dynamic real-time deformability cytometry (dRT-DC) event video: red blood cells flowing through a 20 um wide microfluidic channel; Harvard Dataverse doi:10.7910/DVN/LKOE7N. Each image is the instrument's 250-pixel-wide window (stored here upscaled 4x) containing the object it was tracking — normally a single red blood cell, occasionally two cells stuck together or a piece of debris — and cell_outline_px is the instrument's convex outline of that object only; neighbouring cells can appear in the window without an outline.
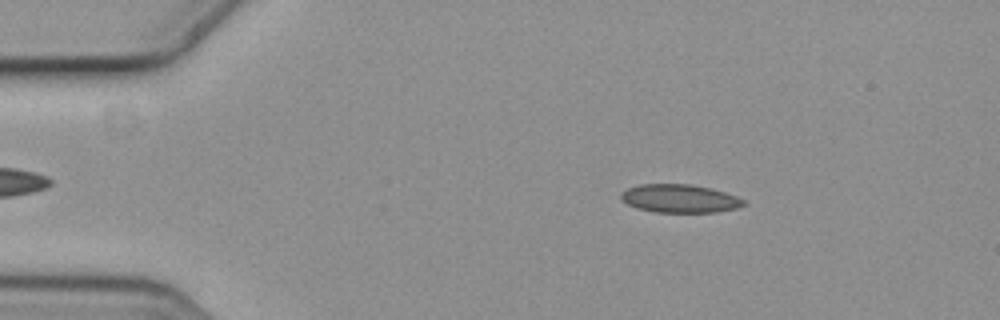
{"species": "common noctule bat (a hibernating species)", "species_latin": "Nyctalus noctula", "temperature_condition": "cold", "stored_images_in_passage": 4, "camera_frame_rate_fps": 3000, "um_per_image_px": 0.085, "animal": {"sex": "female", "body_mass_g": 19.3, "forearm_length_mm": 54.1}, "frame": {"image": 1, "passage_image": 2, "time_ms": 0.333, "image_size_px": [1000, 320], "cell_outline_px": [[748, 204], [736, 208], [716, 212], [656, 212], [636, 208], [620, 200], [620, 192], [628, 188], [640, 184], [692, 184], [712, 188], [736, 196], [744, 200]], "centroid_in_image_um": [57.76, 16.87], "position_along_channel_um": 27.2, "area_um2": 20.35}}